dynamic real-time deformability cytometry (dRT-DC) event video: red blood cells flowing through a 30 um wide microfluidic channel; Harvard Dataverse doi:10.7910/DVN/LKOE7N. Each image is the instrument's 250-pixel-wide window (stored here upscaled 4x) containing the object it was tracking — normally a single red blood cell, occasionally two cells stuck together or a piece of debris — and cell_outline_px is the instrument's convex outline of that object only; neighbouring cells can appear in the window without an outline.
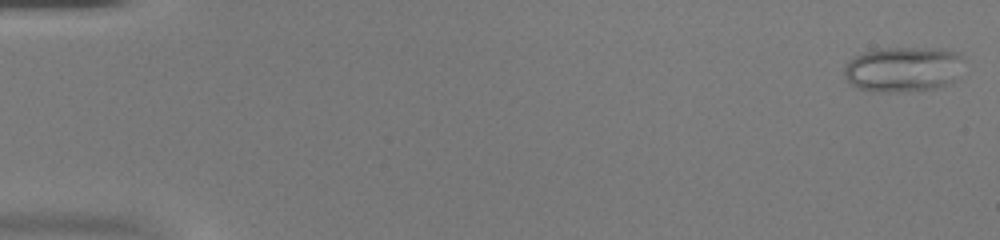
{"species": "common noctule bat (a hibernating species)", "species_latin": "Nyctalus noctula", "temperature_condition": "warm", "stored_images_in_passage": 52, "camera_frame_rate_fps": 3000, "um_per_image_px": 0.085, "animal": {"sex": "female", "body_mass_g": 20.0, "forearm_length_mm": 54.0}, "frame": {"image": 1, "passage_image": 1, "time_ms": 0.0, "image_size_px": [1000, 240], "cell_outline_px": [[964, 56], [952, 84], [940, 88], [900, 92], [872, 92], [856, 88], [844, 76], [844, 68], [848, 60], [864, 52], [876, 48], [940, 48], [960, 52]], "centroid_in_image_um": [76.76, 5.89], "position_along_channel_um": 8.2, "area_um2": 32.02}}
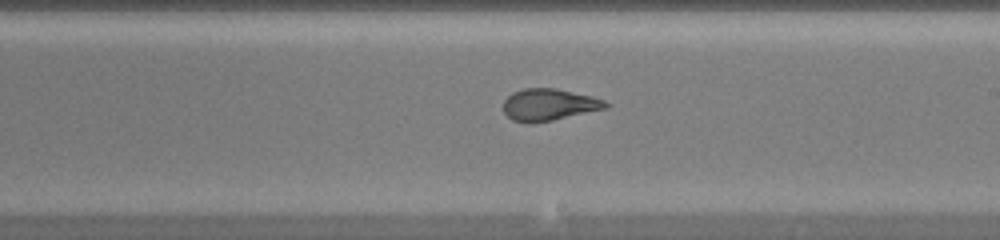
{"frame": {"image": 2, "passage_image": 31, "time_ms": 10.0, "image_size_px": [1000, 240], "cell_outline_px": [[608, 108], [552, 120], [528, 124], [512, 120], [504, 112], [504, 100], [512, 92], [524, 88], [556, 88], [592, 96], [604, 100], [608, 104]], "centroid_in_image_um": [46.65, 8.9], "position_along_channel_um": 242.4, "area_um2": 19.02}}
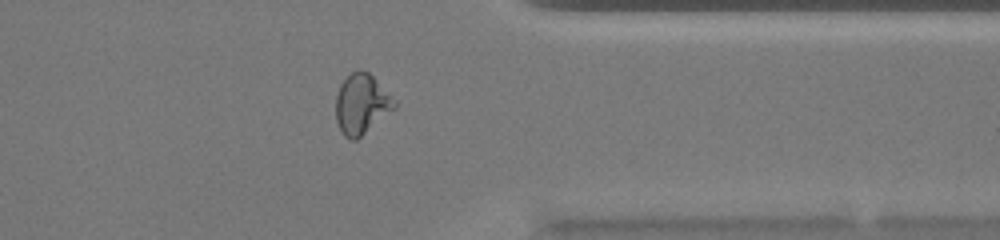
{"frame": {"image": 3, "passage_image": 42, "time_ms": 13.667, "image_size_px": [1000, 240], "cell_outline_px": [[396, 108], [356, 140], [352, 140], [344, 136], [336, 120], [336, 96], [340, 84], [352, 72], [368, 72], [396, 100]], "centroid_in_image_um": [30.74, 8.87], "position_along_channel_um": 380.7, "area_um2": 20.17}, "authors_computed_cell_mechanics": {"area_um2": 21.097, "velocity_mm_per_s": 3.9525, "shape_relaxation_time_tau1_ms": null, "shape_relaxation_time_tau2_ms": 0.7777, "deformation_change_tau1": null, "deformation_change_tau2": 0.0718}}